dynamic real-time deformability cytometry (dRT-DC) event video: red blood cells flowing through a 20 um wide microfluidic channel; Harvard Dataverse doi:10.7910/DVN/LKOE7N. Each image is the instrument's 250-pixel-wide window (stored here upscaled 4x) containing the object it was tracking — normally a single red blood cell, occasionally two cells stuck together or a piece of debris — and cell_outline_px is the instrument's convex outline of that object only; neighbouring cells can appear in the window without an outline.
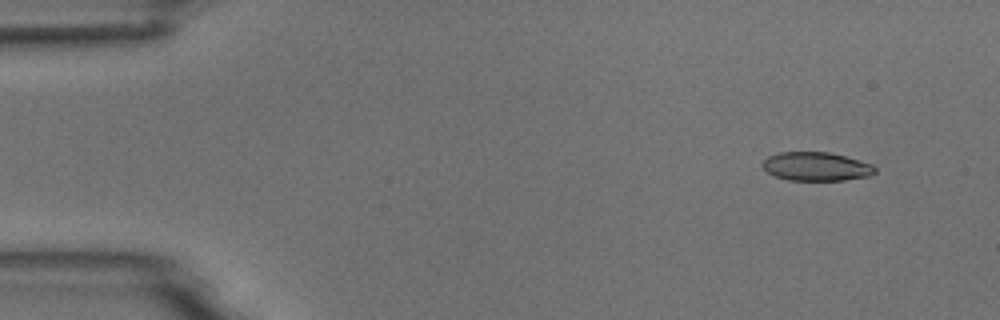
{"species": "common noctule bat (a hibernating species)", "species_latin": "Nyctalus noctula", "temperature_condition": "room temperature", "stored_images_in_passage": 6, "segment_of_instrument_passage": [2, 2], "camera_frame_rate_fps": 3000, "um_per_image_px": 0.085, "animal": {"sex": "male", "body_mass_g": 18.8}, "frame": {"image": 1, "passage_image": 6, "time_ms": 6.0, "image_size_px": [1000, 320], "cell_outline_px": [[876, 172], [868, 176], [844, 180], [788, 180], [776, 176], [768, 172], [760, 164], [768, 156], [780, 152], [828, 152], [844, 156], [872, 164], [876, 168]], "centroid_in_image_um": [69.37, 14.15], "position_along_channel_um": 15.6, "area_um2": 18.67}}